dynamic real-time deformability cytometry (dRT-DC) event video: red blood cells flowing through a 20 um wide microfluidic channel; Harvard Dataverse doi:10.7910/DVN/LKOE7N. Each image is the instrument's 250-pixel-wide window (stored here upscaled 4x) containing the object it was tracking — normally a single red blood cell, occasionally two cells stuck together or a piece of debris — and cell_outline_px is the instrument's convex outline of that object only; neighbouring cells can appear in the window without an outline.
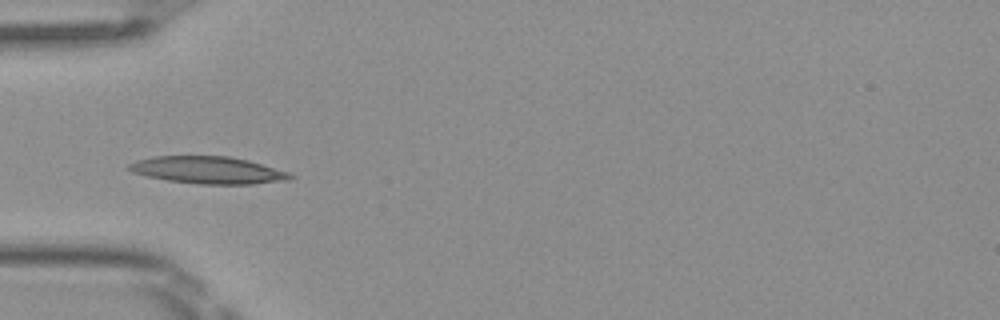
{"species": "Egyptian fruit bat (a non-hibernating species)", "species_latin": "Rousettus aegyptiacus", "temperature_condition": "room temperature", "stored_images_in_passage": 5, "camera_frame_rate_fps": 3000, "um_per_image_px": 0.085, "frame": {"image": 1, "passage_image": 5, "time_ms": 1.333, "image_size_px": [1000, 320], "cell_outline_px": [[296, 176], [288, 180], [252, 184], [200, 184], [168, 180], [148, 176], [132, 172], [128, 168], [128, 164], [136, 160], [152, 156], [228, 156], [248, 160], [288, 172]], "centroid_in_image_um": [17.68, 14.45], "position_along_channel_um": 67.3, "area_um2": 25.43}}